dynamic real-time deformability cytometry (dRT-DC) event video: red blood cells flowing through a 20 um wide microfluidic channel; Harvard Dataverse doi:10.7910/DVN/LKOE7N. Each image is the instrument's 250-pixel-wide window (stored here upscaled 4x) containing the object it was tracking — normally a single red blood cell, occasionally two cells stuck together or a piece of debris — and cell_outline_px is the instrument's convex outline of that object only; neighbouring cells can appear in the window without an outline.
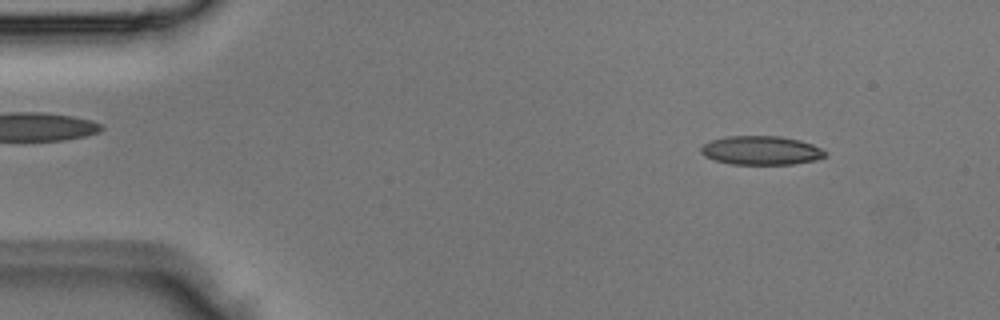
{"species": "Egyptian fruit bat (a non-hibernating species)", "species_latin": "Rousettus aegyptiacus", "temperature_condition": "room temperature", "stored_images_in_passage": 4, "camera_frame_rate_fps": 3000, "um_per_image_px": 0.085, "animal": {"sex": "male"}, "frame": {"image": 1, "passage_image": 2, "time_ms": 0.333, "image_size_px": [1000, 320], "cell_outline_px": [[828, 156], [816, 160], [792, 164], [732, 164], [716, 160], [704, 156], [700, 152], [700, 148], [704, 144], [712, 140], [724, 136], [780, 136], [800, 140], [812, 144], [828, 152]], "centroid_in_image_um": [64.72, 12.78], "position_along_channel_um": 20.3, "area_um2": 20.98}}
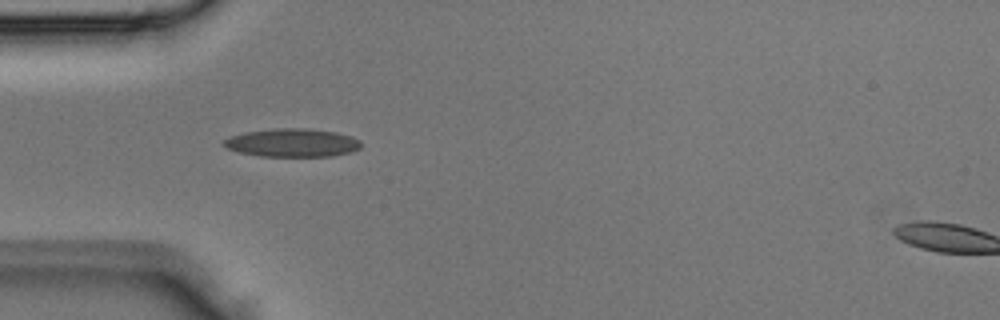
{"frame": {"image": 2, "passage_image": 4, "time_ms": 1.0, "image_size_px": [1000, 320], "cell_outline_px": [[360, 148], [352, 152], [332, 156], [260, 156], [240, 152], [228, 148], [220, 144], [224, 140], [232, 136], [244, 132], [276, 128], [308, 128], [336, 132], [352, 136], [360, 140]], "centroid_in_image_um": [24.87, 12.13], "position_along_channel_um": 60.1, "area_um2": 22.66}}